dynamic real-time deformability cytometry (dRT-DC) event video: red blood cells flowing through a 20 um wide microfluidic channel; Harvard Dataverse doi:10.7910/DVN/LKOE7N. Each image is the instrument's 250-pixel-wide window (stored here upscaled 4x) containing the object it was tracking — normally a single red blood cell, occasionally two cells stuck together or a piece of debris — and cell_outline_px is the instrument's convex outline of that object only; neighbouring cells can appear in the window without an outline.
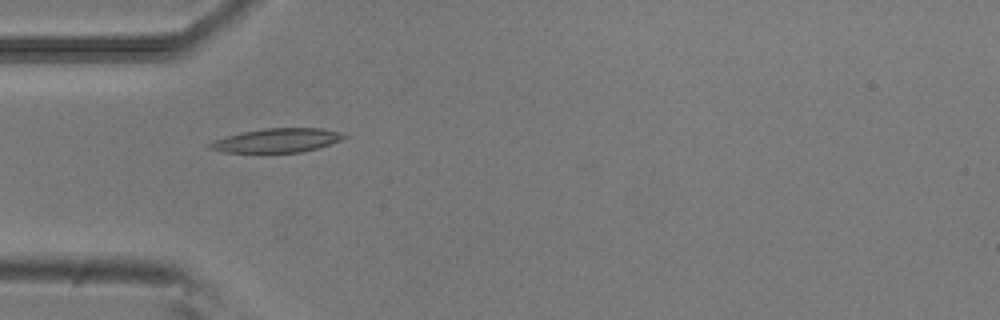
{"species": "common noctule bat (a hibernating species)", "species_latin": "Nyctalus noctula", "temperature_condition": "room temperature", "stored_images_in_passage": 53, "camera_frame_rate_fps": 3000, "um_per_image_px": 0.085, "animal": {"sex": "male", "body_mass_g": 20.5, "forearm_length_mm": 52.5}, "frame": {"image": 1, "passage_image": 16, "time_ms": 5.0, "image_size_px": [1000, 320], "cell_outline_px": [[348, 136], [340, 140], [316, 148], [300, 152], [224, 152], [208, 148], [208, 144], [212, 140], [240, 132], [264, 128], [324, 128], [340, 132]], "centroid_in_image_um": [23.5, 11.92], "position_along_channel_um": 61.5, "area_um2": 18.67}}
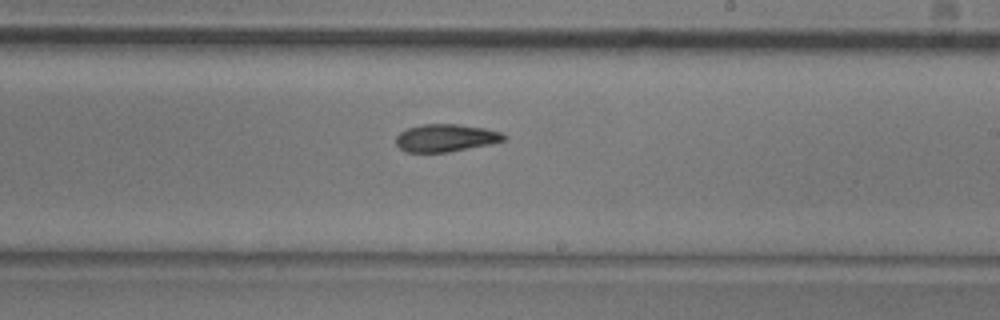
{"frame": {"image": 2, "passage_image": 31, "time_ms": 10.0, "image_size_px": [1000, 320], "cell_outline_px": [[508, 136], [504, 140], [492, 144], [448, 152], [404, 152], [396, 144], [396, 136], [400, 132], [408, 128], [420, 124], [460, 124], [484, 128], [500, 132]], "centroid_in_image_um": [37.89, 11.72], "position_along_channel_um": 251.1, "area_um2": 17.46}}
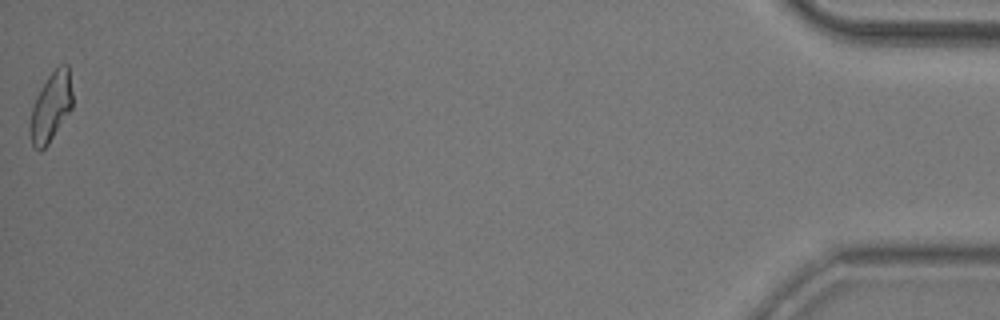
{"frame": {"image": 3, "passage_image": 53, "time_ms": 17.333, "image_size_px": [1000, 320], "cell_outline_px": [[72, 108], [48, 144], [40, 152], [32, 144], [28, 132], [28, 128], [32, 108], [36, 96], [40, 88], [48, 76], [60, 64], [68, 64], [72, 92]], "centroid_in_image_um": [4.31, 9.1], "position_along_channel_um": 430.9, "area_um2": 17.17}, "authors_computed_cell_mechanics": {"area_um2": 17.8602, "velocity_mm_per_s": 3.7984, "shape_relaxation_time_tau1_ms": 7.2671, "shape_relaxation_time_tau2_ms": 6.9948, "deformation_change_tau1": 0.205, "deformation_change_tau2": 0.1697}}